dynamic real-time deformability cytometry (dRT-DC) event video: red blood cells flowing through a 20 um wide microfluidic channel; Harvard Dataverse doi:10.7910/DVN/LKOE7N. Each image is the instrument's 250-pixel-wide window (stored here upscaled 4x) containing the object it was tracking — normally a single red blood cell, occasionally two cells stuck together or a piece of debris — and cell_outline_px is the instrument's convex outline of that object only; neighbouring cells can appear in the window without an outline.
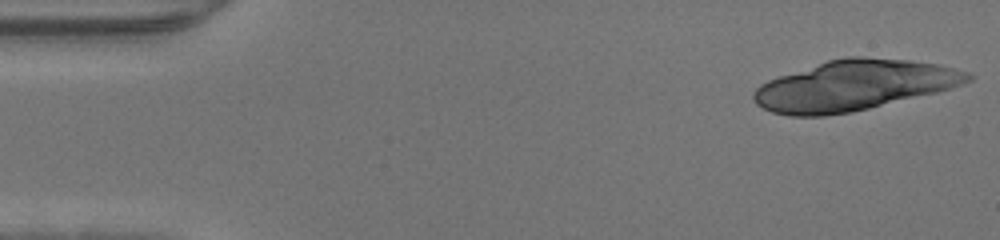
{"species": "human", "species_latin": "Homo sapiens", "temperature_condition": "warm", "stored_images_in_passage": 17, "camera_frame_rate_fps": 3000, "um_per_image_px": 0.085, "donor": {"sex": "male"}, "frame": {"image": 1, "passage_image": 1, "time_ms": 0.0, "image_size_px": [1000, 240], "cell_outline_px": [[972, 80], [952, 88], [936, 92], [852, 112], [824, 116], [788, 116], [772, 112], [756, 104], [752, 100], [752, 92], [760, 84], [768, 80], [828, 60], [848, 56], [860, 56], [908, 60], [936, 64], [968, 72], [972, 76]], "centroid_in_image_um": [72.55, 7.27], "position_along_channel_um": 12.4, "area_um2": 62.37}}